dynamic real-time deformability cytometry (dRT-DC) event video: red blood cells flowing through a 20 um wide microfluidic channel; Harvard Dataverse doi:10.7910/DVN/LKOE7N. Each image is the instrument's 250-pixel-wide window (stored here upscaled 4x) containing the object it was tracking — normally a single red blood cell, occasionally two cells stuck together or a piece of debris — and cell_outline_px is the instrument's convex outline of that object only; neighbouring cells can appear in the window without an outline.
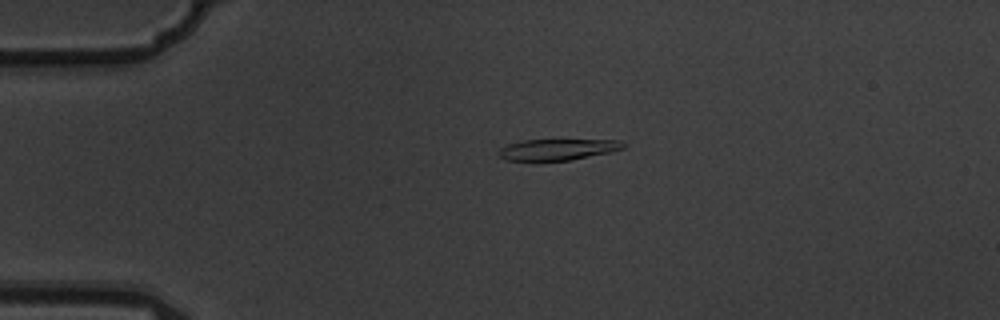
{"species": "common noctule bat (a hibernating species)", "species_latin": "Nyctalus noctula", "temperature_condition": "warm", "stored_images_in_passage": 3, "camera_frame_rate_fps": 3000, "um_per_image_px": 0.085, "animal": {"sex": "male", "body_mass_g": 19.5, "forearm_length_mm": 54.6}, "frame": {"image": 1, "passage_image": 1, "time_ms": 0.0, "image_size_px": [1000, 320], "cell_outline_px": [[624, 148], [612, 152], [572, 160], [504, 160], [500, 156], [500, 148], [508, 144], [524, 140], [620, 140], [624, 144]], "centroid_in_image_um": [47.44, 12.7], "position_along_channel_um": 37.6, "area_um2": 15.2}}
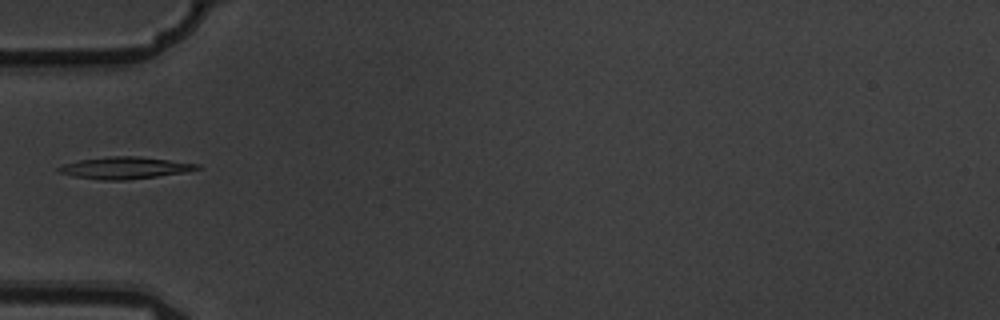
{"frame": {"image": 2, "passage_image": 3, "time_ms": 0.667, "image_size_px": [1000, 320], "cell_outline_px": [[204, 168], [188, 172], [128, 180], [100, 180], [72, 176], [56, 172], [56, 168], [64, 164], [80, 160], [108, 156], [136, 156], [200, 164]], "centroid_in_image_um": [10.62, 14.28], "position_along_channel_um": 74.4, "area_um2": 17.86}}